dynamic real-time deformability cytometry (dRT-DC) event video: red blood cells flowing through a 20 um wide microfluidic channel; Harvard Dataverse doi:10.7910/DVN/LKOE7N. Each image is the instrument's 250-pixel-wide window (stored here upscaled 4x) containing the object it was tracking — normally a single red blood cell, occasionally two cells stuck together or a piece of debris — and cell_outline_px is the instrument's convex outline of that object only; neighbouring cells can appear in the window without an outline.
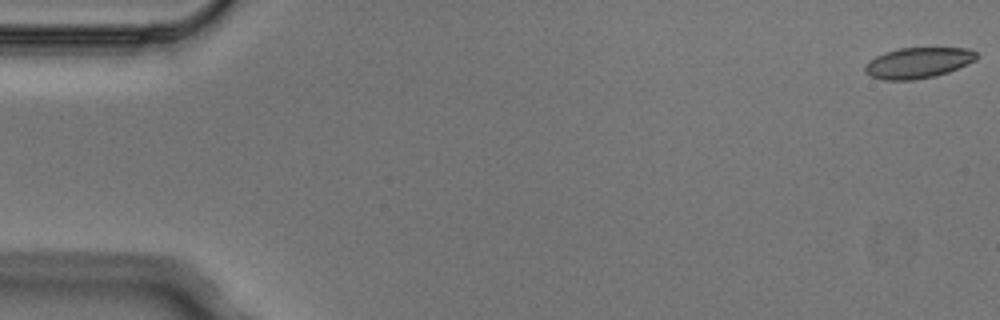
{"species": "Egyptian fruit bat (a non-hibernating species)", "species_latin": "Rousettus aegyptiacus", "temperature_condition": "cold", "stored_images_in_passage": 6, "segment_of_instrument_passage": [1, 2], "camera_frame_rate_fps": 3000, "um_per_image_px": 0.085, "animal": {"sex": "male"}, "frame": {"image": 1, "passage_image": 1, "time_ms": 0.0, "image_size_px": [1000, 320], "cell_outline_px": [[980, 56], [976, 60], [948, 72], [936, 76], [912, 80], [884, 80], [872, 76], [864, 72], [864, 68], [876, 56], [884, 52], [900, 48], [968, 48], [976, 52]], "centroid_in_image_um": [78.07, 5.34], "position_along_channel_um": 6.9, "area_um2": 19.88}}
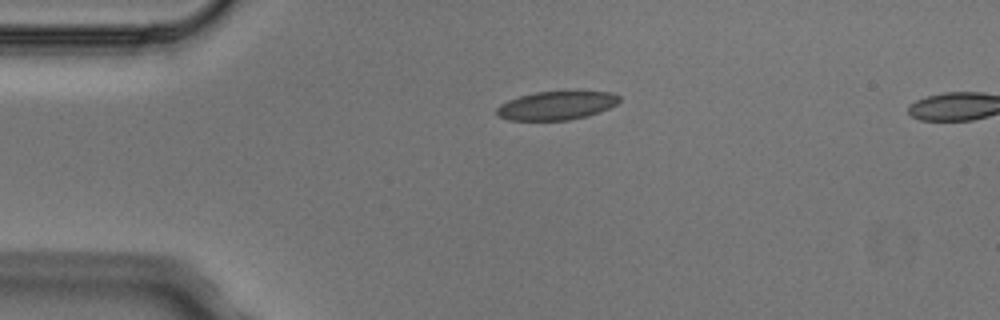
{"frame": {"image": 2, "passage_image": 4, "time_ms": 1.0, "image_size_px": [1000, 320], "cell_outline_px": [[620, 100], [616, 104], [600, 112], [588, 116], [568, 120], [508, 120], [496, 116], [496, 108], [500, 104], [508, 100], [520, 96], [536, 92], [612, 92], [620, 96]], "centroid_in_image_um": [47.27, 8.98], "position_along_channel_um": 37.7, "area_um2": 20.35}}